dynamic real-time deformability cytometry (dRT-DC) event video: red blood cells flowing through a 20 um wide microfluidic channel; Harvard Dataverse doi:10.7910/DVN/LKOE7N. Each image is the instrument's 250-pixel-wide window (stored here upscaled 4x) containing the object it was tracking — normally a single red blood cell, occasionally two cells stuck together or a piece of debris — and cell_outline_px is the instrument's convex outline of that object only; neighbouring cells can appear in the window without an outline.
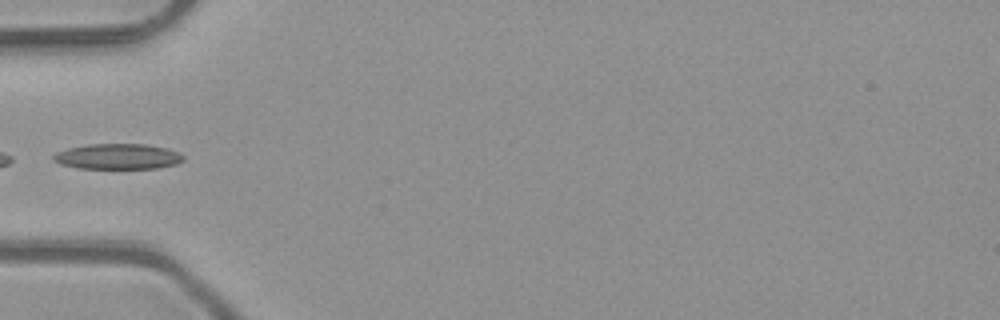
{"species": "common noctule bat (a hibernating species)", "species_latin": "Nyctalus noctula", "temperature_condition": "room temperature", "stored_images_in_passage": 32, "camera_frame_rate_fps": 3000, "um_per_image_px": 0.085, "animal": {"sex": "male", "body_mass_g": 23.1, "forearm_length_mm": 52.7}, "frame": {"image": 1, "passage_image": 1, "time_ms": 0.0, "image_size_px": [1000, 320], "cell_outline_px": [[184, 160], [176, 164], [156, 168], [76, 168], [60, 164], [52, 160], [52, 156], [56, 152], [68, 148], [88, 144], [144, 144], [168, 148], [184, 156]], "centroid_in_image_um": [9.98, 13.3], "position_along_channel_um": 75.0, "area_um2": 19.31}}